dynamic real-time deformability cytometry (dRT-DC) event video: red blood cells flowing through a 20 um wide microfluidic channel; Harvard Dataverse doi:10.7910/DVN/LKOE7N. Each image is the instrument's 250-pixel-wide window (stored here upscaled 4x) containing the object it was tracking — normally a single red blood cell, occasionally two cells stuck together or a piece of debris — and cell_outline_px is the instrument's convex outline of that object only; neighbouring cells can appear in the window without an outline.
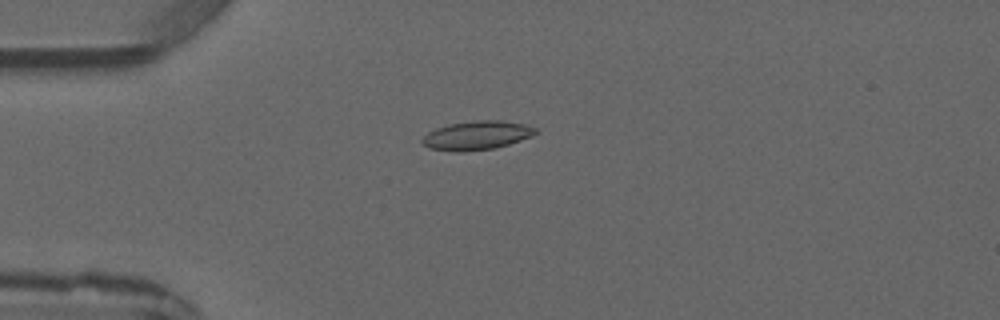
{"species": "common noctule bat (a hibernating species)", "species_latin": "Nyctalus noctula", "temperature_condition": "warm", "stored_images_in_passage": 3, "camera_frame_rate_fps": 3000, "um_per_image_px": 0.085, "animal": {"sex": "male", "forearm_length_mm": 52.5}, "frame": {"image": 1, "passage_image": 3, "time_ms": 2.333, "image_size_px": [1000, 320], "cell_outline_px": [[536, 132], [532, 136], [496, 148], [464, 152], [456, 152], [428, 148], [420, 144], [420, 140], [428, 132], [436, 128], [448, 124], [476, 120], [500, 120], [524, 124], [536, 128]], "centroid_in_image_um": [40.47, 11.52], "position_along_channel_um": 44.5, "area_um2": 19.19}}